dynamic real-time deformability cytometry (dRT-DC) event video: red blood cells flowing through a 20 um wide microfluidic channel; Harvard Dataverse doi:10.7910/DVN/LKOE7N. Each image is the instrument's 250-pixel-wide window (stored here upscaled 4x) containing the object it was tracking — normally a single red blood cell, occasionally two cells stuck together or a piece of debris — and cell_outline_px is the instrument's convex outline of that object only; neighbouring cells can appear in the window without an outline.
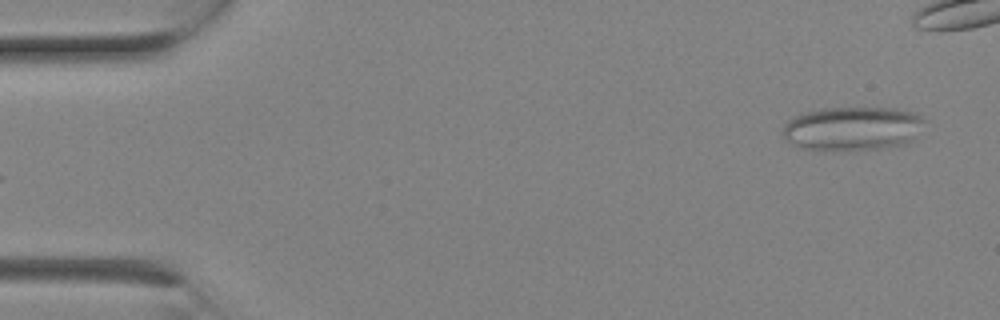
{"species": "Egyptian fruit bat (a non-hibernating species)", "species_latin": "Rousettus aegyptiacus", "temperature_condition": "room temperature", "stored_images_in_passage": 2, "camera_frame_rate_fps": 3000, "um_per_image_px": 0.085, "animal": {"sex": "female"}, "frame": {"image": 1, "passage_image": 2, "time_ms": 0.333, "image_size_px": [1000, 320], "cell_outline_px": [[928, 120], [912, 140], [904, 144], [880, 148], [848, 152], [824, 152], [804, 148], [784, 140], [784, 124], [792, 116], [804, 112], [824, 108], [896, 108], [916, 112]], "centroid_in_image_um": [72.47, 10.94], "position_along_channel_um": 12.5, "area_um2": 37.22}}